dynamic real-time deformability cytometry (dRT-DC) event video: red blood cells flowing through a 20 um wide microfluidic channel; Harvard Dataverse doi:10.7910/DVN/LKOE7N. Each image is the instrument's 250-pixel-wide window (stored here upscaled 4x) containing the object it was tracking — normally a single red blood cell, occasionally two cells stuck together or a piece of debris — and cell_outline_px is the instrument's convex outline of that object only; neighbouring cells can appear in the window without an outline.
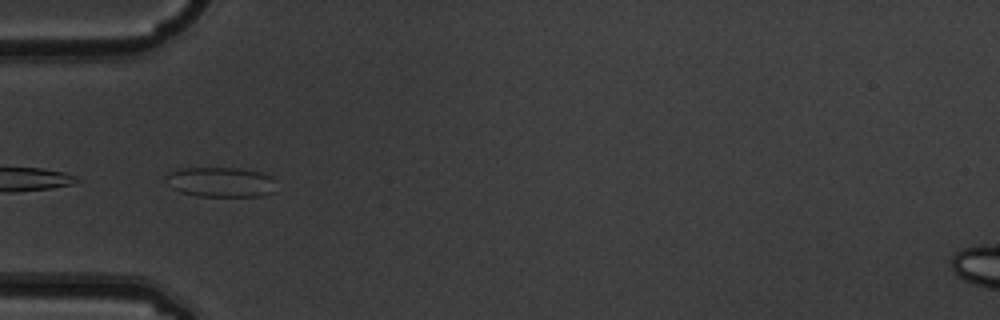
{"species": "common noctule bat (a hibernating species)", "species_latin": "Nyctalus noctula", "temperature_condition": "warm", "stored_images_in_passage": 7, "camera_frame_rate_fps": 3000, "um_per_image_px": 0.085, "animal": {"sex": "male", "body_mass_g": 19.5, "forearm_length_mm": 54.6}, "frame": {"image": 1, "passage_image": 5, "time_ms": 1.333, "image_size_px": [1000, 320], "cell_outline_px": [[272, 192], [260, 196], [196, 196], [180, 192], [172, 188], [164, 180], [164, 176], [180, 168], [236, 168], [260, 172], [272, 176]], "centroid_in_image_um": [18.68, 15.47], "position_along_channel_um": 66.3, "area_um2": 19.07}}
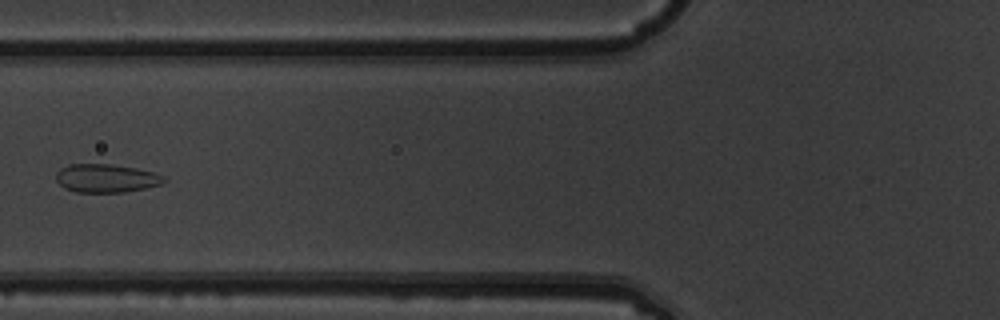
{"frame": {"image": 2, "passage_image": 6, "time_ms": 1.667, "image_size_px": [1000, 320], "cell_outline_px": [[168, 180], [164, 184], [124, 192], [76, 192], [64, 188], [56, 180], [56, 172], [60, 168], [68, 164], [108, 164], [136, 168], [152, 172], [164, 176]], "centroid_in_image_um": [9.03, 15.15], "position_along_channel_um": 116.8, "area_um2": 17.92}}
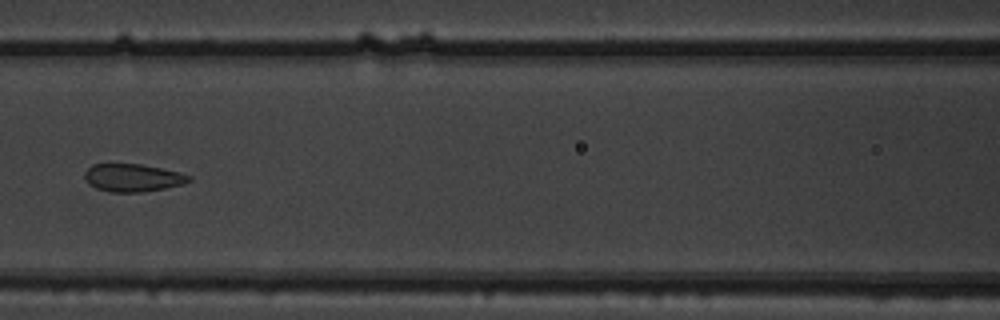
{"frame": {"image": 3, "passage_image": 7, "time_ms": 2.0, "image_size_px": [1000, 320], "cell_outline_px": [[192, 180], [184, 184], [164, 188], [140, 192], [108, 192], [96, 188], [88, 184], [84, 176], [84, 172], [92, 164], [140, 164], [180, 172], [192, 176]], "centroid_in_image_um": [11.28, 15.11], "position_along_channel_um": 155.3, "area_um2": 16.94}}